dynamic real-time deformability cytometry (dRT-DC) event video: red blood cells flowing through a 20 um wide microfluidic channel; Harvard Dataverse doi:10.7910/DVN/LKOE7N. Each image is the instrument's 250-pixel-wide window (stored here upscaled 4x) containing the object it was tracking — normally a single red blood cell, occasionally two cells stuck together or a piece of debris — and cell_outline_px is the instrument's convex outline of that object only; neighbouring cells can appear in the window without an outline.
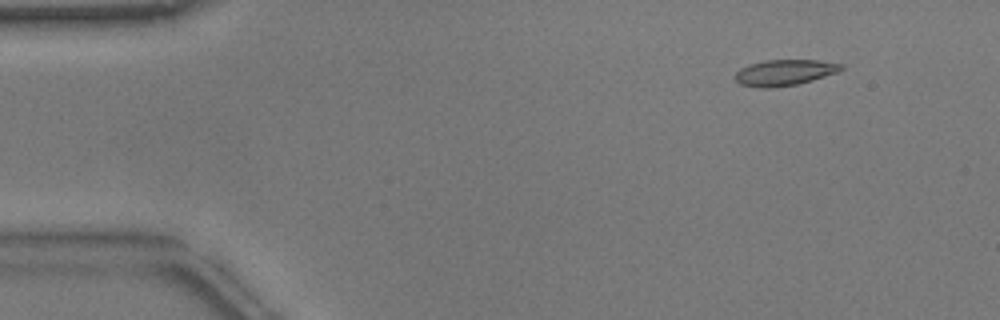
{"species": "common noctule bat (a hibernating species)", "species_latin": "Nyctalus noctula", "temperature_condition": "warm", "stored_images_in_passage": 53, "camera_frame_rate_fps": 3000, "um_per_image_px": 0.085, "animal": {"sex": "male", "body_mass_g": 17.9}, "frame": {"image": 1, "passage_image": 6, "time_ms": 1.667, "image_size_px": [1000, 320], "cell_outline_px": [[844, 68], [836, 72], [812, 80], [796, 84], [768, 88], [764, 88], [740, 84], [736, 80], [736, 72], [740, 68], [748, 64], [764, 60], [816, 60], [844, 64]], "centroid_in_image_um": [66.67, 6.15], "position_along_channel_um": 18.3, "area_um2": 15.84}}
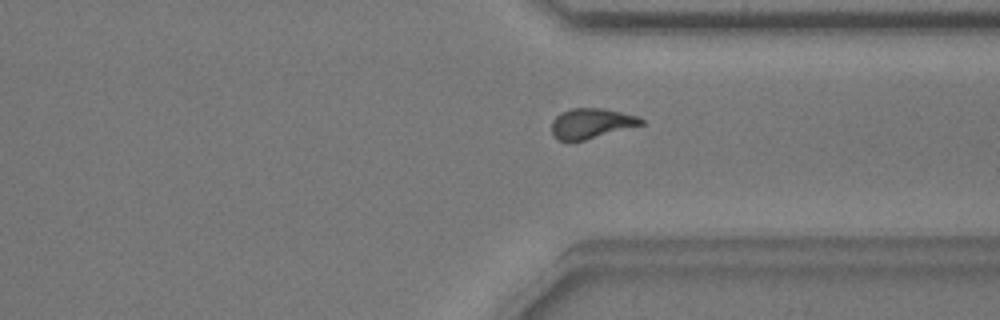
{"frame": {"image": 2, "passage_image": 40, "time_ms": 13.0, "image_size_px": [1000, 320], "cell_outline_px": [[644, 124], [584, 140], [556, 140], [552, 136], [552, 120], [560, 112], [572, 108], [604, 108], [636, 116], [644, 120]], "centroid_in_image_um": [50.22, 10.48], "position_along_channel_um": 361.2, "area_um2": 15.61}}
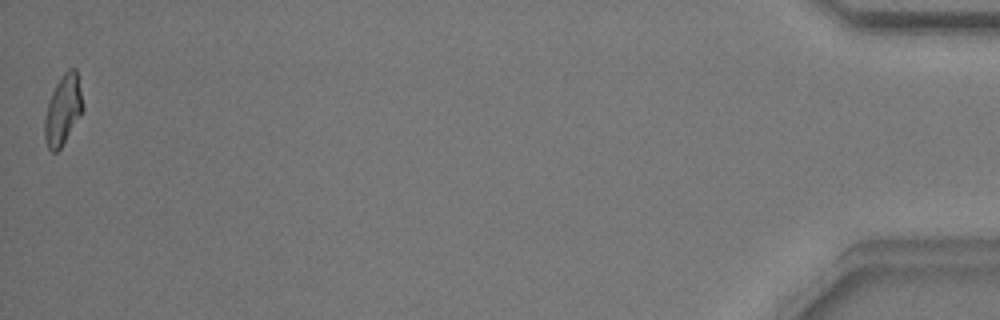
{"frame": {"image": 3, "passage_image": 53, "time_ms": 17.333, "image_size_px": [1000, 320], "cell_outline_px": [[84, 108], [80, 116], [60, 148], [56, 152], [52, 152], [48, 148], [44, 140], [44, 120], [48, 104], [52, 92], [56, 84], [64, 72], [68, 68], [76, 68]], "centroid_in_image_um": [5.35, 9.34], "position_along_channel_um": 429.9, "area_um2": 15.37}, "authors_computed_cell_mechanics": {"area_um2": 15.7794, "velocity_mm_per_s": 3.8169, "shape_relaxation_time_tau1_ms": 3.7002, "shape_relaxation_time_tau2_ms": 1.8533, "deformation_change_tau1": 0.1876, "deformation_change_tau2": 0.1105}}